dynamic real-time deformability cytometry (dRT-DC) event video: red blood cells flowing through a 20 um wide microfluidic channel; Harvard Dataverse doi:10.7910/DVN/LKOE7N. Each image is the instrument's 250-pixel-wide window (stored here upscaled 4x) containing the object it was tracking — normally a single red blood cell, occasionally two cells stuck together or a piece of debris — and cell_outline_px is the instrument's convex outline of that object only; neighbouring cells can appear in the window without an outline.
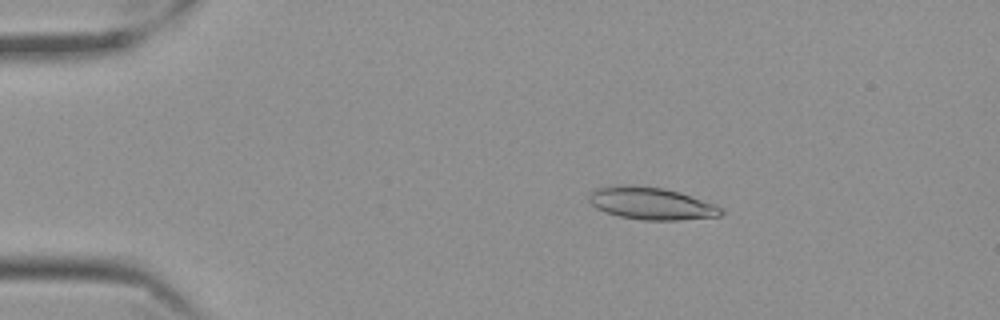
{"species": "Egyptian fruit bat (a non-hibernating species)", "species_latin": "Rousettus aegyptiacus", "temperature_condition": "cold", "stored_images_in_passage": 57, "camera_frame_rate_fps": 3000, "um_per_image_px": 0.085, "frame": {"image": 1, "passage_image": 10, "time_ms": 3.0, "image_size_px": [1000, 320], "cell_outline_px": [[724, 212], [720, 216], [680, 220], [644, 220], [620, 216], [604, 212], [596, 208], [588, 200], [588, 196], [596, 188], [624, 184], [664, 188], [680, 192], [712, 204], [720, 208]], "centroid_in_image_um": [55.32, 17.29], "position_along_channel_um": 29.7, "area_um2": 24.68}}
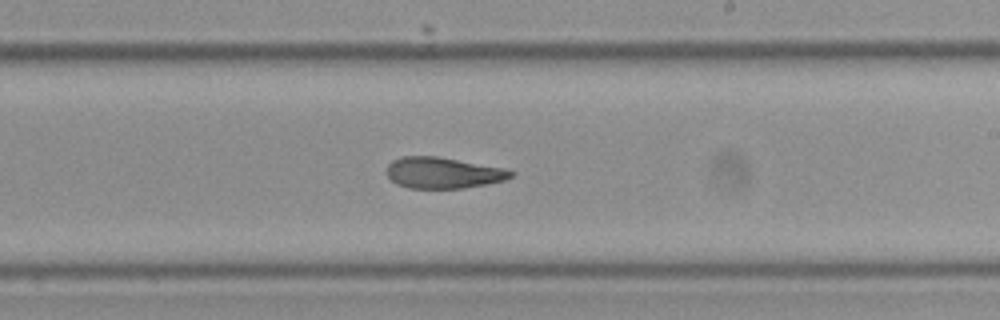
{"frame": {"image": 2, "passage_image": 34, "time_ms": 11.0, "image_size_px": [1000, 320], "cell_outline_px": [[516, 172], [512, 176], [504, 180], [464, 188], [408, 188], [396, 184], [388, 176], [388, 164], [392, 160], [404, 156], [440, 156], [504, 168]], "centroid_in_image_um": [37.66, 14.68], "position_along_channel_um": 251.3, "area_um2": 22.48}}
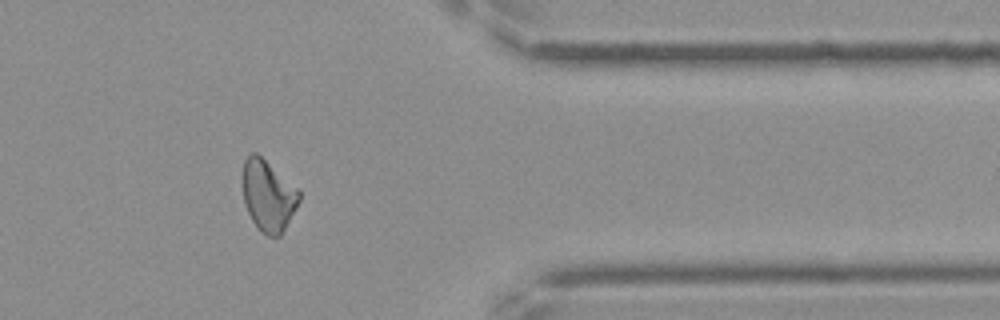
{"frame": {"image": 3, "passage_image": 47, "time_ms": 15.333, "image_size_px": [1000, 320], "cell_outline_px": [[300, 200], [296, 208], [280, 236], [268, 236], [252, 220], [244, 204], [240, 180], [244, 160], [252, 152], [256, 152], [296, 188], [300, 192]], "centroid_in_image_um": [22.74, 16.6], "position_along_channel_um": 388.7, "area_um2": 23.24}, "authors_computed_cell_mechanics": {"area_um2": 23.5824, "velocity_mm_per_s": 3.5291, "shape_relaxation_time_tau1_ms": null, "shape_relaxation_time_tau2_ms": 3.5652, "deformation_change_tau1": null, "deformation_change_tau2": 0.1188}}